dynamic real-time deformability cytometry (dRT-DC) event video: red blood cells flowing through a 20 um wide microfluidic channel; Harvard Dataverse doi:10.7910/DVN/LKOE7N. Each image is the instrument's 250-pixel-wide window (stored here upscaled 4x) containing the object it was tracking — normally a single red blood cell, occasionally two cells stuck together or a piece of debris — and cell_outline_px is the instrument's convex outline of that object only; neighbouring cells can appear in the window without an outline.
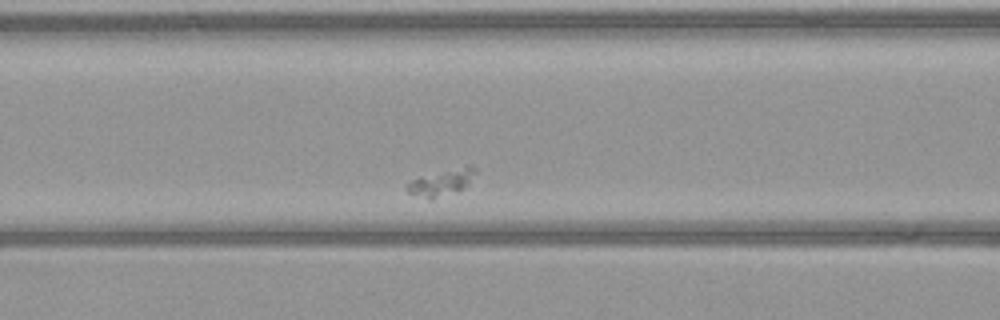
{"species": "common noctule bat (a hibernating species)", "species_latin": "Nyctalus noctula", "temperature_condition": "warm", "stored_images_in_passage": 36, "camera_frame_rate_fps": 3000, "um_per_image_px": 0.085, "animal": {"sex": "female", "body_mass_g": 21.9}, "frame": {"image": 1, "passage_image": 11, "time_ms": 3.333, "image_size_px": [1000, 320], "cell_outline_px": [[476, 172], [468, 184], [460, 188], [432, 200], [428, 200], [408, 192], [404, 188], [412, 180], [420, 176], [468, 164], [476, 168]], "centroid_in_image_um": [37.5, 15.49], "position_along_channel_um": 129.1, "area_um2": 10.4}}
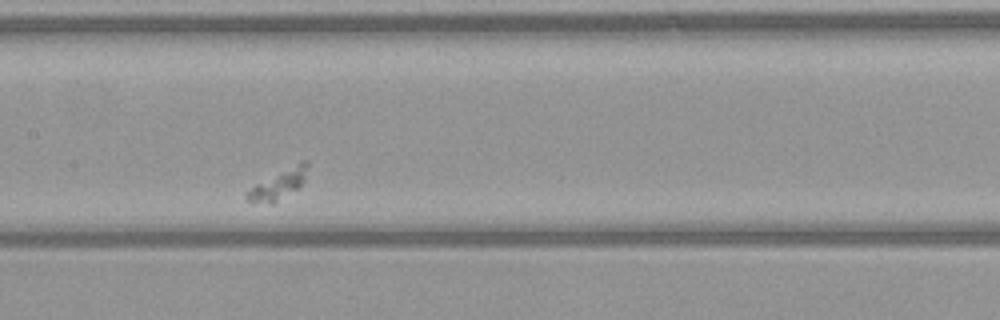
{"frame": {"image": 2, "passage_image": 16, "time_ms": 5.0, "image_size_px": [1000, 320], "cell_outline_px": [[308, 164], [304, 180], [296, 188], [272, 204], [268, 204], [248, 200], [244, 196], [244, 192], [256, 184], [300, 160], [308, 160]], "centroid_in_image_um": [23.65, 15.65], "position_along_channel_um": 183.7, "area_um2": 10.17}}